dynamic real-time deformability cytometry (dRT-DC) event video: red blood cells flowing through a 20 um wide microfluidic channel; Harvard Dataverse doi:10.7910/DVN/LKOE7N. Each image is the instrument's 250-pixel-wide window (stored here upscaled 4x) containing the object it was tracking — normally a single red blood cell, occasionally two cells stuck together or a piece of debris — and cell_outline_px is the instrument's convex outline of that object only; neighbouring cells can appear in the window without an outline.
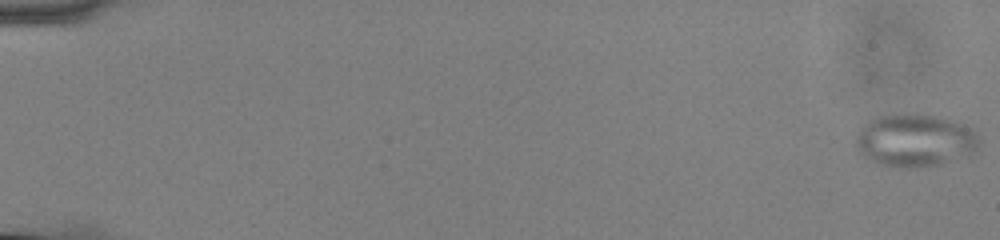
{"species": "common noctule bat (a hibernating species)", "species_latin": "Nyctalus noctula", "temperature_condition": "cold", "stored_images_in_passage": 4, "camera_frame_rate_fps": 3000, "um_per_image_px": 0.085, "animal": {"sex": "male", "body_mass_g": 13.0, "forearm_length_mm": 53.1}, "frame": {"image": 1, "passage_image": 1, "time_ms": 0.0, "image_size_px": [1000, 240], "cell_outline_px": [[980, 144], [972, 156], [940, 164], [916, 168], [900, 168], [880, 164], [864, 156], [860, 152], [856, 144], [856, 132], [868, 120], [876, 116], [916, 112], [940, 116], [956, 120], [968, 128], [980, 140]], "centroid_in_image_um": [77.79, 11.92], "position_along_channel_um": 7.2, "area_um2": 38.61}}